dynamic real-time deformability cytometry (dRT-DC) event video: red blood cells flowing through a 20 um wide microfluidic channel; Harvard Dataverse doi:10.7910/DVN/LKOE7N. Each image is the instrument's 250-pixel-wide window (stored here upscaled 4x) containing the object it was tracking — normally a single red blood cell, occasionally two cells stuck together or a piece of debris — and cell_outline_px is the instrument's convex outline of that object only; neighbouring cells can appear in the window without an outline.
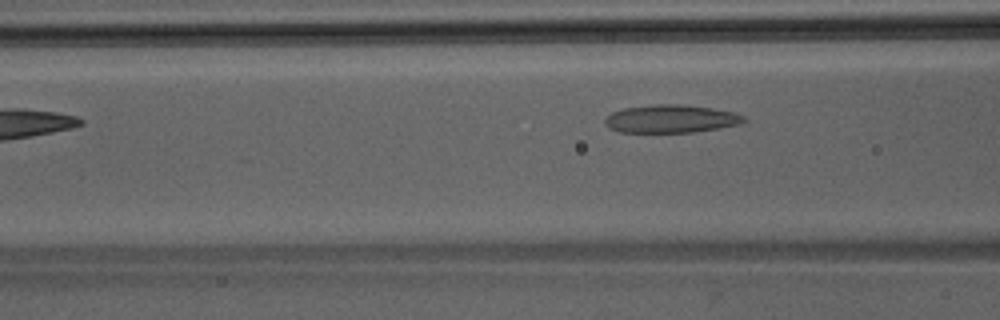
{"species": "Egyptian fruit bat (a non-hibernating species)", "species_latin": "Rousettus aegyptiacus", "temperature_condition": "room temperature", "stored_images_in_passage": 4, "camera_frame_rate_fps": 3000, "um_per_image_px": 0.085, "animal": {"sex": "male"}, "frame": {"image": 1, "passage_image": 4, "time_ms": 1.0, "image_size_px": [1000, 320], "cell_outline_px": [[748, 120], [740, 124], [692, 132], [620, 132], [608, 128], [604, 124], [604, 120], [612, 112], [624, 108], [656, 104], [680, 104], [712, 108], [732, 112], [744, 116]], "centroid_in_image_um": [57.0, 10.1], "position_along_channel_um": 109.6, "area_um2": 22.54}}